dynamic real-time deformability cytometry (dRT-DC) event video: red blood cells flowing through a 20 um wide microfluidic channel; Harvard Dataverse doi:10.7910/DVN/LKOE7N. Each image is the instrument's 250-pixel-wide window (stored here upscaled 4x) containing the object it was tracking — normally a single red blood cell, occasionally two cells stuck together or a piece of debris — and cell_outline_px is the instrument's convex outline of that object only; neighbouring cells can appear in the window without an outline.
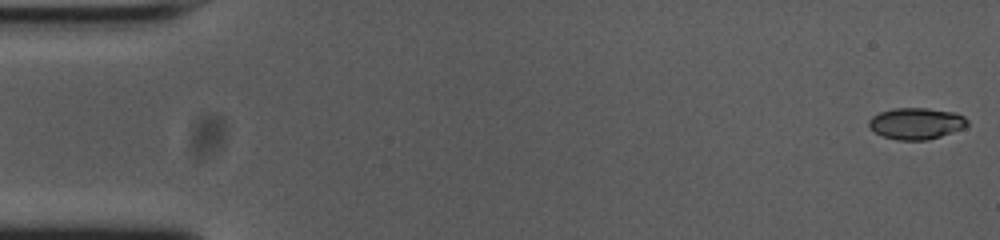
{"species": "common noctule bat (a hibernating species)", "species_latin": "Nyctalus noctula", "temperature_condition": "cold", "stored_images_in_passage": 54, "camera_frame_rate_fps": 3000, "um_per_image_px": 0.085, "animal": {"sex": "female", "body_mass_g": 23.0, "forearm_length_mm": 53.4}, "frame": {"image": 1, "passage_image": 1, "time_ms": 0.0, "image_size_px": [1000, 240], "cell_outline_px": [[968, 124], [964, 128], [928, 140], [900, 140], [884, 136], [876, 132], [868, 124], [868, 120], [872, 116], [880, 112], [892, 108], [928, 108], [956, 112], [964, 116], [968, 120]], "centroid_in_image_um": [77.91, 10.48], "position_along_channel_um": 7.1, "area_um2": 18.03}}
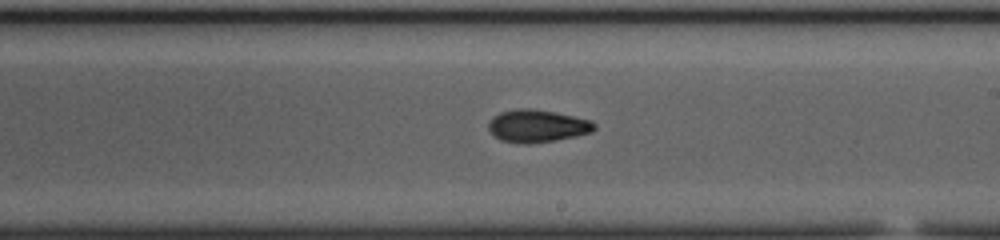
{"frame": {"image": 2, "passage_image": 31, "time_ms": 10.0, "image_size_px": [1000, 240], "cell_outline_px": [[596, 128], [592, 132], [576, 136], [528, 144], [520, 144], [500, 140], [488, 128], [488, 124], [492, 116], [500, 112], [516, 108], [532, 108], [592, 120], [596, 124]], "centroid_in_image_um": [45.65, 10.7], "position_along_channel_um": 243.3, "area_um2": 20.06}}
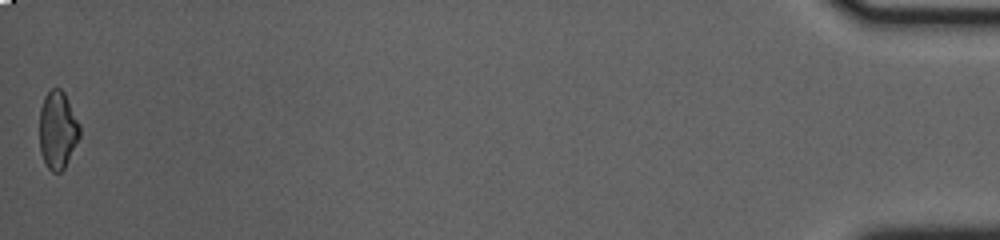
{"frame": {"image": 3, "passage_image": 54, "time_ms": 17.667, "image_size_px": [1000, 240], "cell_outline_px": [[80, 136], [64, 168], [60, 172], [52, 172], [48, 168], [40, 152], [40, 108], [44, 96], [52, 88], [60, 88], [64, 92], [80, 124]], "centroid_in_image_um": [4.9, 11.03], "position_along_channel_um": 430.3, "area_um2": 18.15}, "authors_computed_cell_mechanics": {"area_um2": 18.9584, "velocity_mm_per_s": 3.7621, "shape_relaxation_time_tau1_ms": 9.2421, "shape_relaxation_time_tau2_ms": 4.302, "deformation_change_tau1": 0.2074, "deformation_change_tau2": 0.0869}}